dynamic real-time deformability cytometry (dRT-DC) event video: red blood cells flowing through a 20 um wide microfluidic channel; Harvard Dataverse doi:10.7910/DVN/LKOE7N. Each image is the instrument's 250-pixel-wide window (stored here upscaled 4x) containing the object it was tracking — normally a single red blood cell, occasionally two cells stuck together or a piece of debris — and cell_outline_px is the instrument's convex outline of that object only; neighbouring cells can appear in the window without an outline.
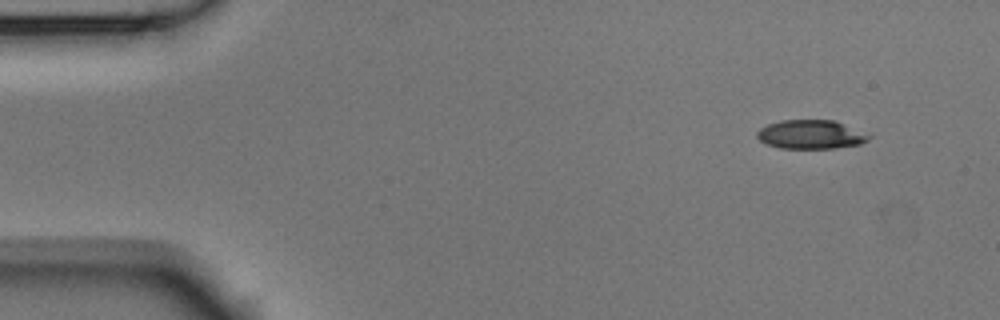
{"species": "Egyptian fruit bat (a non-hibernating species)", "species_latin": "Rousettus aegyptiacus", "temperature_condition": "room temperature", "stored_images_in_passage": 3, "camera_frame_rate_fps": 3000, "um_per_image_px": 0.085, "animal": {"sex": "male"}, "frame": {"image": 1, "passage_image": 1, "time_ms": 0.0, "image_size_px": [1000, 320], "cell_outline_px": [[872, 136], [868, 140], [860, 144], [836, 148], [780, 148], [768, 144], [760, 140], [756, 136], [756, 132], [760, 128], [768, 124], [780, 120], [836, 120]], "centroid_in_image_um": [68.92, 11.42], "position_along_channel_um": 16.1, "area_um2": 18.79}}